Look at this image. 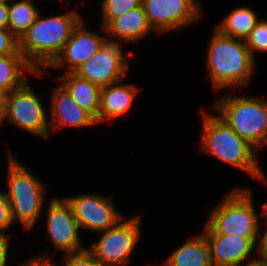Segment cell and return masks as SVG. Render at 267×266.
<instances>
[{"instance_id": "9c48e42d", "label": "cell", "mask_w": 267, "mask_h": 266, "mask_svg": "<svg viewBox=\"0 0 267 266\" xmlns=\"http://www.w3.org/2000/svg\"><path fill=\"white\" fill-rule=\"evenodd\" d=\"M126 58L120 43L107 37L102 47L73 73L101 88L123 81L128 67Z\"/></svg>"}, {"instance_id": "ba28073f", "label": "cell", "mask_w": 267, "mask_h": 266, "mask_svg": "<svg viewBox=\"0 0 267 266\" xmlns=\"http://www.w3.org/2000/svg\"><path fill=\"white\" fill-rule=\"evenodd\" d=\"M48 140L50 124L38 95L33 92L27 81L18 89L9 92L4 120Z\"/></svg>"}, {"instance_id": "603a6c76", "label": "cell", "mask_w": 267, "mask_h": 266, "mask_svg": "<svg viewBox=\"0 0 267 266\" xmlns=\"http://www.w3.org/2000/svg\"><path fill=\"white\" fill-rule=\"evenodd\" d=\"M142 0H103L101 26H104L110 19L122 16L124 13L139 7Z\"/></svg>"}, {"instance_id": "f1b7e54d", "label": "cell", "mask_w": 267, "mask_h": 266, "mask_svg": "<svg viewBox=\"0 0 267 266\" xmlns=\"http://www.w3.org/2000/svg\"><path fill=\"white\" fill-rule=\"evenodd\" d=\"M52 258L48 257V252L42 253L40 256L30 258L27 262L19 264L18 266H55L52 263Z\"/></svg>"}, {"instance_id": "9a60e30c", "label": "cell", "mask_w": 267, "mask_h": 266, "mask_svg": "<svg viewBox=\"0 0 267 266\" xmlns=\"http://www.w3.org/2000/svg\"><path fill=\"white\" fill-rule=\"evenodd\" d=\"M51 101L52 118L49 124L52 132H56L58 128H81L97 124L96 120L75 102L62 84L53 91Z\"/></svg>"}, {"instance_id": "f546056e", "label": "cell", "mask_w": 267, "mask_h": 266, "mask_svg": "<svg viewBox=\"0 0 267 266\" xmlns=\"http://www.w3.org/2000/svg\"><path fill=\"white\" fill-rule=\"evenodd\" d=\"M8 94L9 92L0 89V125L4 122Z\"/></svg>"}, {"instance_id": "52a82bcc", "label": "cell", "mask_w": 267, "mask_h": 266, "mask_svg": "<svg viewBox=\"0 0 267 266\" xmlns=\"http://www.w3.org/2000/svg\"><path fill=\"white\" fill-rule=\"evenodd\" d=\"M140 217L137 215L128 220L124 217L114 227L102 231L99 240L87 249L105 266L129 264L141 237Z\"/></svg>"}, {"instance_id": "2e32d148", "label": "cell", "mask_w": 267, "mask_h": 266, "mask_svg": "<svg viewBox=\"0 0 267 266\" xmlns=\"http://www.w3.org/2000/svg\"><path fill=\"white\" fill-rule=\"evenodd\" d=\"M107 36L123 42H139L153 31L142 4L100 27Z\"/></svg>"}, {"instance_id": "4fadbf2b", "label": "cell", "mask_w": 267, "mask_h": 266, "mask_svg": "<svg viewBox=\"0 0 267 266\" xmlns=\"http://www.w3.org/2000/svg\"><path fill=\"white\" fill-rule=\"evenodd\" d=\"M204 227L213 266H235L248 260L253 251L259 253L261 240L258 238L219 234L207 223ZM255 247L257 249L254 250Z\"/></svg>"}, {"instance_id": "3957f363", "label": "cell", "mask_w": 267, "mask_h": 266, "mask_svg": "<svg viewBox=\"0 0 267 266\" xmlns=\"http://www.w3.org/2000/svg\"><path fill=\"white\" fill-rule=\"evenodd\" d=\"M201 150L220 161L247 172L253 178L266 181L260 168L257 150L242 139L221 117L202 112Z\"/></svg>"}, {"instance_id": "8fae6325", "label": "cell", "mask_w": 267, "mask_h": 266, "mask_svg": "<svg viewBox=\"0 0 267 266\" xmlns=\"http://www.w3.org/2000/svg\"><path fill=\"white\" fill-rule=\"evenodd\" d=\"M46 216L47 238L55 249L65 254L76 253L87 248L81 247L79 224L73 209L66 199L53 198L48 205Z\"/></svg>"}, {"instance_id": "8992f818", "label": "cell", "mask_w": 267, "mask_h": 266, "mask_svg": "<svg viewBox=\"0 0 267 266\" xmlns=\"http://www.w3.org/2000/svg\"><path fill=\"white\" fill-rule=\"evenodd\" d=\"M249 190L234 189L212 211L207 224L219 234L259 238L260 226Z\"/></svg>"}, {"instance_id": "5bb4252c", "label": "cell", "mask_w": 267, "mask_h": 266, "mask_svg": "<svg viewBox=\"0 0 267 266\" xmlns=\"http://www.w3.org/2000/svg\"><path fill=\"white\" fill-rule=\"evenodd\" d=\"M107 39L99 34L85 29L81 20L74 28L70 39L64 44L61 53L48 66L59 68L68 65L67 72L73 73L81 64L91 58Z\"/></svg>"}, {"instance_id": "83f0119b", "label": "cell", "mask_w": 267, "mask_h": 266, "mask_svg": "<svg viewBox=\"0 0 267 266\" xmlns=\"http://www.w3.org/2000/svg\"><path fill=\"white\" fill-rule=\"evenodd\" d=\"M11 238L10 235L0 232V266H6Z\"/></svg>"}, {"instance_id": "d4e9b609", "label": "cell", "mask_w": 267, "mask_h": 266, "mask_svg": "<svg viewBox=\"0 0 267 266\" xmlns=\"http://www.w3.org/2000/svg\"><path fill=\"white\" fill-rule=\"evenodd\" d=\"M65 256L63 266H105L88 249Z\"/></svg>"}, {"instance_id": "484cf974", "label": "cell", "mask_w": 267, "mask_h": 266, "mask_svg": "<svg viewBox=\"0 0 267 266\" xmlns=\"http://www.w3.org/2000/svg\"><path fill=\"white\" fill-rule=\"evenodd\" d=\"M0 55H22L19 39L8 28H0Z\"/></svg>"}, {"instance_id": "d6986e66", "label": "cell", "mask_w": 267, "mask_h": 266, "mask_svg": "<svg viewBox=\"0 0 267 266\" xmlns=\"http://www.w3.org/2000/svg\"><path fill=\"white\" fill-rule=\"evenodd\" d=\"M163 266H213L204 233L191 237L174 250Z\"/></svg>"}, {"instance_id": "30bf717a", "label": "cell", "mask_w": 267, "mask_h": 266, "mask_svg": "<svg viewBox=\"0 0 267 266\" xmlns=\"http://www.w3.org/2000/svg\"><path fill=\"white\" fill-rule=\"evenodd\" d=\"M153 32L164 34L180 30L203 17L198 0H142Z\"/></svg>"}, {"instance_id": "6da1fadb", "label": "cell", "mask_w": 267, "mask_h": 266, "mask_svg": "<svg viewBox=\"0 0 267 266\" xmlns=\"http://www.w3.org/2000/svg\"><path fill=\"white\" fill-rule=\"evenodd\" d=\"M81 20L77 12L46 18L38 14L35 22L20 37L19 52L36 71H42L61 53Z\"/></svg>"}, {"instance_id": "7402d4cb", "label": "cell", "mask_w": 267, "mask_h": 266, "mask_svg": "<svg viewBox=\"0 0 267 266\" xmlns=\"http://www.w3.org/2000/svg\"><path fill=\"white\" fill-rule=\"evenodd\" d=\"M8 5V29L18 38L35 22L39 12L33 0H20Z\"/></svg>"}, {"instance_id": "5b68a950", "label": "cell", "mask_w": 267, "mask_h": 266, "mask_svg": "<svg viewBox=\"0 0 267 266\" xmlns=\"http://www.w3.org/2000/svg\"><path fill=\"white\" fill-rule=\"evenodd\" d=\"M8 191L6 196L13 221L31 230L38 221L45 199V186L9 152Z\"/></svg>"}, {"instance_id": "7c38bea8", "label": "cell", "mask_w": 267, "mask_h": 266, "mask_svg": "<svg viewBox=\"0 0 267 266\" xmlns=\"http://www.w3.org/2000/svg\"><path fill=\"white\" fill-rule=\"evenodd\" d=\"M71 205L80 229L94 232L114 227L124 216L115 209L110 198L99 194H82L65 198Z\"/></svg>"}, {"instance_id": "44dd1931", "label": "cell", "mask_w": 267, "mask_h": 266, "mask_svg": "<svg viewBox=\"0 0 267 266\" xmlns=\"http://www.w3.org/2000/svg\"><path fill=\"white\" fill-rule=\"evenodd\" d=\"M257 16L249 7L235 8L215 29L223 35L245 40L259 20Z\"/></svg>"}, {"instance_id": "1f68e13d", "label": "cell", "mask_w": 267, "mask_h": 266, "mask_svg": "<svg viewBox=\"0 0 267 266\" xmlns=\"http://www.w3.org/2000/svg\"><path fill=\"white\" fill-rule=\"evenodd\" d=\"M0 28H8V5L0 4Z\"/></svg>"}, {"instance_id": "4dcf8cb0", "label": "cell", "mask_w": 267, "mask_h": 266, "mask_svg": "<svg viewBox=\"0 0 267 266\" xmlns=\"http://www.w3.org/2000/svg\"><path fill=\"white\" fill-rule=\"evenodd\" d=\"M260 245H259V253L258 255L265 261L267 264V233L262 234L259 238Z\"/></svg>"}, {"instance_id": "e0dca14e", "label": "cell", "mask_w": 267, "mask_h": 266, "mask_svg": "<svg viewBox=\"0 0 267 266\" xmlns=\"http://www.w3.org/2000/svg\"><path fill=\"white\" fill-rule=\"evenodd\" d=\"M122 81L101 87L98 123L111 120L129 112L138 88L123 85Z\"/></svg>"}, {"instance_id": "ffe728a7", "label": "cell", "mask_w": 267, "mask_h": 266, "mask_svg": "<svg viewBox=\"0 0 267 266\" xmlns=\"http://www.w3.org/2000/svg\"><path fill=\"white\" fill-rule=\"evenodd\" d=\"M25 71L35 76L43 74V71H36L23 55H0V89L11 92L21 87L27 80Z\"/></svg>"}, {"instance_id": "277c9868", "label": "cell", "mask_w": 267, "mask_h": 266, "mask_svg": "<svg viewBox=\"0 0 267 266\" xmlns=\"http://www.w3.org/2000/svg\"><path fill=\"white\" fill-rule=\"evenodd\" d=\"M213 106L218 116L257 151L267 144V100L265 98L220 97Z\"/></svg>"}, {"instance_id": "4316f807", "label": "cell", "mask_w": 267, "mask_h": 266, "mask_svg": "<svg viewBox=\"0 0 267 266\" xmlns=\"http://www.w3.org/2000/svg\"><path fill=\"white\" fill-rule=\"evenodd\" d=\"M14 221L11 214V208L6 196V192H0V232H5L13 225Z\"/></svg>"}, {"instance_id": "cb8c5ba5", "label": "cell", "mask_w": 267, "mask_h": 266, "mask_svg": "<svg viewBox=\"0 0 267 266\" xmlns=\"http://www.w3.org/2000/svg\"><path fill=\"white\" fill-rule=\"evenodd\" d=\"M245 42L254 59V51L267 52V21L265 19L257 21Z\"/></svg>"}, {"instance_id": "836d02e7", "label": "cell", "mask_w": 267, "mask_h": 266, "mask_svg": "<svg viewBox=\"0 0 267 266\" xmlns=\"http://www.w3.org/2000/svg\"><path fill=\"white\" fill-rule=\"evenodd\" d=\"M262 214L266 218V221H267V203L263 204V206H262ZM264 233H267V227H266Z\"/></svg>"}, {"instance_id": "e575fe53", "label": "cell", "mask_w": 267, "mask_h": 266, "mask_svg": "<svg viewBox=\"0 0 267 266\" xmlns=\"http://www.w3.org/2000/svg\"><path fill=\"white\" fill-rule=\"evenodd\" d=\"M13 0H0V4H3V5H9L10 3L9 2H12Z\"/></svg>"}, {"instance_id": "7a4b0ae2", "label": "cell", "mask_w": 267, "mask_h": 266, "mask_svg": "<svg viewBox=\"0 0 267 266\" xmlns=\"http://www.w3.org/2000/svg\"><path fill=\"white\" fill-rule=\"evenodd\" d=\"M207 51V66L215 90L245 86L256 69L245 40L214 30Z\"/></svg>"}, {"instance_id": "d6a6232c", "label": "cell", "mask_w": 267, "mask_h": 266, "mask_svg": "<svg viewBox=\"0 0 267 266\" xmlns=\"http://www.w3.org/2000/svg\"><path fill=\"white\" fill-rule=\"evenodd\" d=\"M235 266H267L265 261L258 255V258H252L251 260L249 259L248 263H240Z\"/></svg>"}, {"instance_id": "ac0fdd59", "label": "cell", "mask_w": 267, "mask_h": 266, "mask_svg": "<svg viewBox=\"0 0 267 266\" xmlns=\"http://www.w3.org/2000/svg\"><path fill=\"white\" fill-rule=\"evenodd\" d=\"M58 79L63 81L61 84L68 90L75 102L88 112L98 124L101 88L70 72L64 73Z\"/></svg>"}]
</instances>
